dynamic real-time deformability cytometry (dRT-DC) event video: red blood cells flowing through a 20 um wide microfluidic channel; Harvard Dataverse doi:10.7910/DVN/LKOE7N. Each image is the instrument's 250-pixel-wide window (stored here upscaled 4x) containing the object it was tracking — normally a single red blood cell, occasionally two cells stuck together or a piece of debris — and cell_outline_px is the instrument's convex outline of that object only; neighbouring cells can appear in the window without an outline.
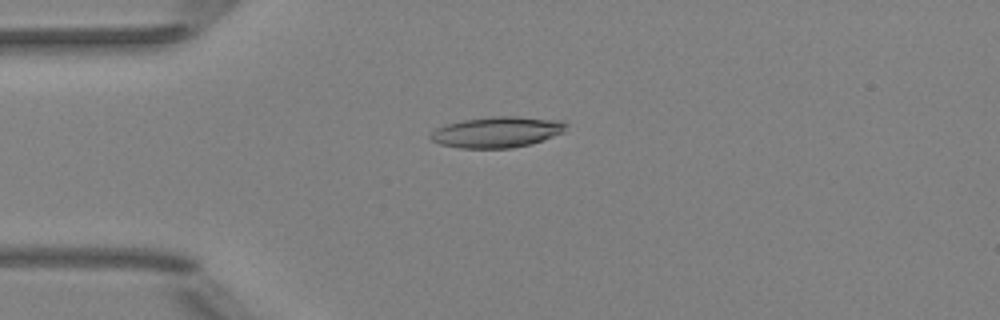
{"species": "Egyptian fruit bat (a non-hibernating species)", "species_latin": "Rousettus aegyptiacus", "temperature_condition": "room temperature", "stored_images_in_passage": 8, "camera_frame_rate_fps": 3000, "um_per_image_px": 0.085, "animal": {"sex": "female"}, "frame": {"image": 1, "passage_image": 4, "time_ms": 3.667, "image_size_px": [1000, 320], "cell_outline_px": [[568, 124], [564, 132], [532, 144], [512, 148], [460, 148], [440, 144], [432, 140], [428, 136], [436, 128], [448, 124], [464, 120], [492, 116], [516, 116], [564, 120]], "centroid_in_image_um": [42.29, 11.22], "position_along_channel_um": 42.7, "area_um2": 24.51}}
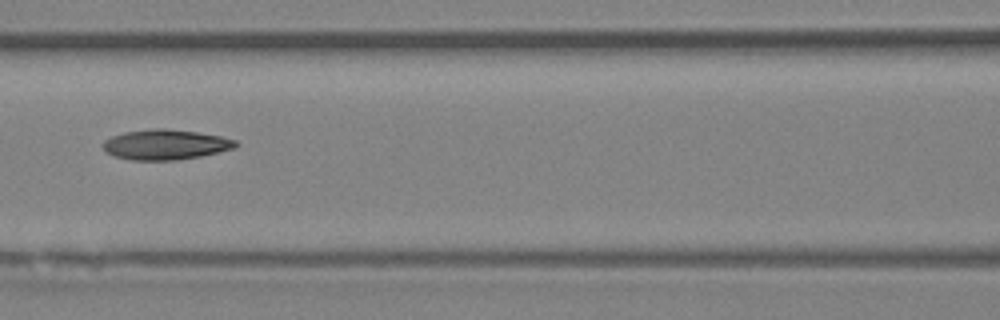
{"frame": {"image": 2, "passage_image": 7, "time_ms": 7.0, "image_size_px": [1000, 320], "cell_outline_px": [[240, 144], [232, 148], [200, 156], [176, 160], [132, 160], [112, 156], [104, 152], [100, 144], [104, 140], [112, 136], [124, 132], [152, 128], [164, 128], [196, 132], [220, 136], [236, 140]], "centroid_in_image_um": [13.98, 12.29], "position_along_channel_um": 152.6, "area_um2": 23.41}}
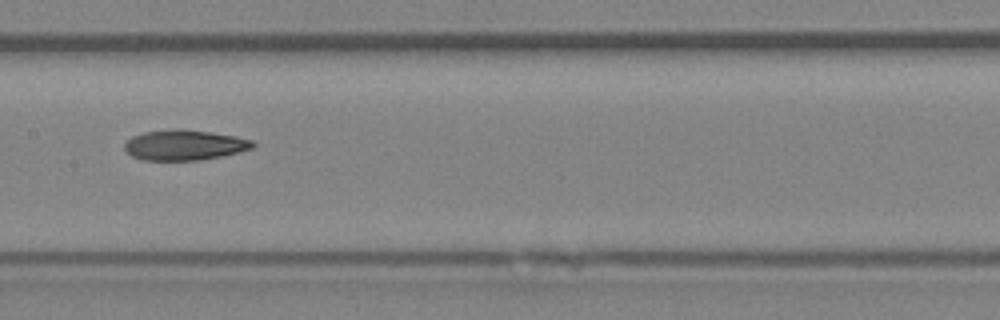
{"frame": {"image": 3, "passage_image": 8, "time_ms": 8.0, "image_size_px": [1000, 320], "cell_outline_px": [[256, 144], [252, 148], [220, 156], [196, 160], [144, 160], [132, 156], [124, 148], [124, 144], [132, 136], [144, 132], [176, 128], [184, 128], [236, 136], [252, 140]], "centroid_in_image_um": [15.66, 12.31], "position_along_channel_um": 191.7, "area_um2": 22.54}}